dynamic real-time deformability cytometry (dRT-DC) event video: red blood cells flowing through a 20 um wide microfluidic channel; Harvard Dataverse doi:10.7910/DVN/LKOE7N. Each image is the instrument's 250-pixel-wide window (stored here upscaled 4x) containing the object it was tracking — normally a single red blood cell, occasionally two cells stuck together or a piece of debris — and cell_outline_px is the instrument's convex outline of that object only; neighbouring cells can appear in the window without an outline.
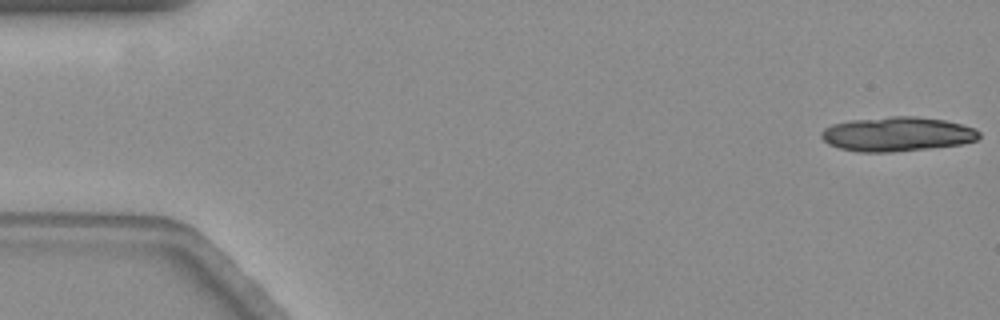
{"species": "common noctule bat (a hibernating species)", "species_latin": "Nyctalus noctula", "temperature_condition": "warm", "stored_images_in_passage": 17, "camera_frame_rate_fps": 3000, "um_per_image_px": 0.085, "animal": {"sex": "female", "body_mass_g": 19.3, "forearm_length_mm": 54.1}, "frame": {"image": 1, "passage_image": 1, "time_ms": 0.0, "image_size_px": [1000, 320], "cell_outline_px": [[980, 136], [976, 140], [960, 144], [928, 148], [892, 152], [860, 152], [840, 148], [828, 144], [820, 136], [820, 132], [824, 128], [832, 124], [852, 120], [892, 116], [916, 116], [944, 120], [976, 128], [980, 132]], "centroid_in_image_um": [76.24, 11.39], "position_along_channel_um": 8.8, "area_um2": 31.56}}